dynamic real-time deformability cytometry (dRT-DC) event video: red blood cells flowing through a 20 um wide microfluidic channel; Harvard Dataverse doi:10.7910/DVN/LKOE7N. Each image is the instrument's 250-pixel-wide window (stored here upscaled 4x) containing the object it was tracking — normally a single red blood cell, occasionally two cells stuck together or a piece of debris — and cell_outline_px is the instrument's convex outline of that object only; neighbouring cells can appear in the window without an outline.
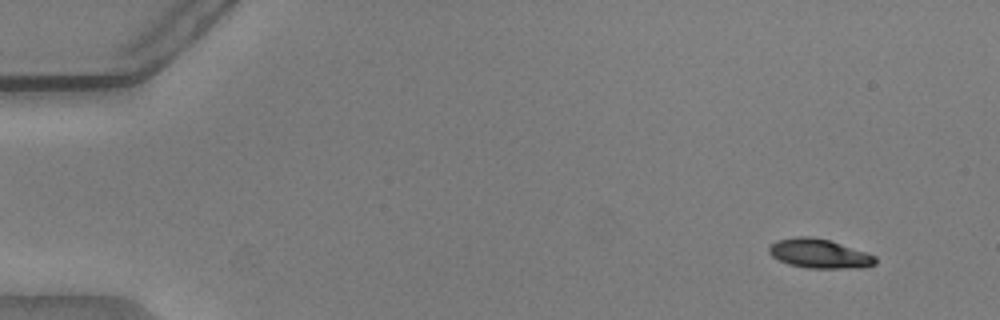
{"species": "common noctule bat (a hibernating species)", "species_latin": "Nyctalus noctula", "temperature_condition": "warm", "stored_images_in_passage": 8, "camera_frame_rate_fps": 3000, "um_per_image_px": 0.085, "animal": {"sex": "male", "body_mass_g": 20.5, "forearm_length_mm": 52.5}, "frame": {"image": 1, "passage_image": 3, "time_ms": 0.667, "image_size_px": [1000, 320], "cell_outline_px": [[876, 264], [864, 268], [808, 268], [788, 264], [772, 256], [768, 252], [768, 248], [776, 240], [796, 236], [812, 236], [828, 240], [876, 256]], "centroid_in_image_um": [69.62, 21.56], "position_along_channel_um": 15.4, "area_um2": 18.03}}